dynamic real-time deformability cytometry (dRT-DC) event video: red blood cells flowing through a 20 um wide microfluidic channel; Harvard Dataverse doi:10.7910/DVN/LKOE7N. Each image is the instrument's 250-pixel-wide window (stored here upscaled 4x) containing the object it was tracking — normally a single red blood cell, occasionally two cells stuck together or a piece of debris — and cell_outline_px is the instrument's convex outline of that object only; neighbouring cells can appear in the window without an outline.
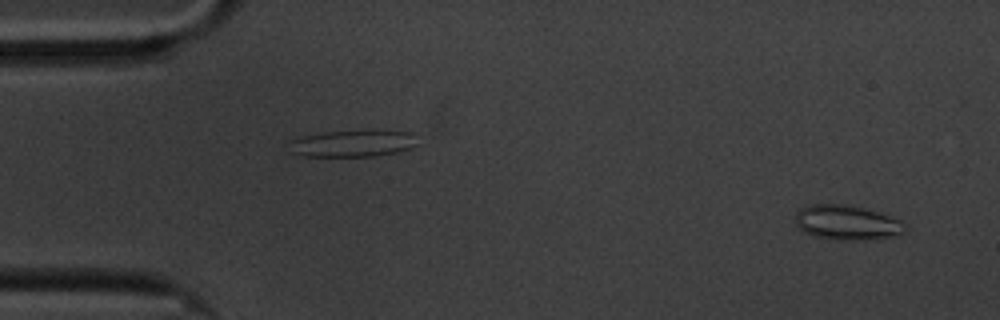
{"species": "common noctule bat (a hibernating species)", "species_latin": "Nyctalus noctula", "temperature_condition": "cold", "stored_images_in_passage": 58, "camera_frame_rate_fps": 3000, "um_per_image_px": 0.085, "animal": {"sex": "male", "body_mass_g": 20.1, "forearm_length_mm": 53.5}, "frame": {"image": 1, "passage_image": 3, "time_ms": 0.667, "image_size_px": [1000, 320], "cell_outline_px": [[908, 224], [900, 232], [892, 236], [868, 240], [836, 240], [816, 236], [804, 232], [796, 224], [796, 212], [800, 208], [808, 204], [840, 204], [864, 208], [900, 220]], "centroid_in_image_um": [71.94, 18.92], "position_along_channel_um": 13.1, "area_um2": 21.96}}
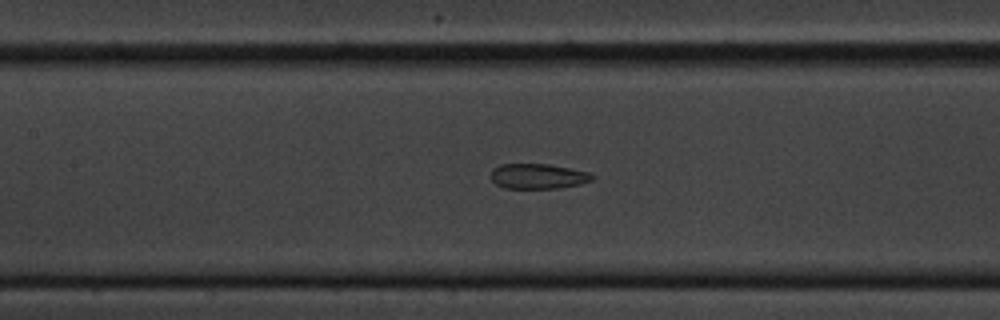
{"frame": {"image": 2, "passage_image": 26, "time_ms": 8.333, "image_size_px": [1000, 320], "cell_outline_px": [[596, 176], [592, 180], [580, 184], [560, 188], [504, 188], [496, 184], [492, 180], [492, 168], [500, 164], [548, 164], [588, 172]], "centroid_in_image_um": [45.73, 14.98], "position_along_channel_um": 161.7, "area_um2": 14.8}}
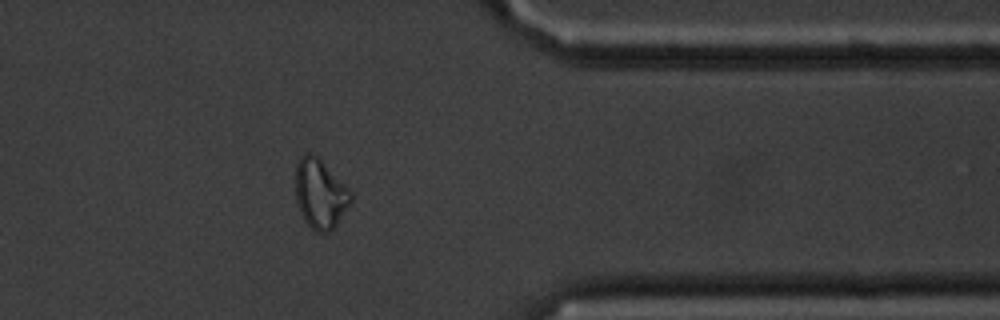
{"frame": {"image": 3, "passage_image": 47, "time_ms": 15.333, "image_size_px": [1000, 320], "cell_outline_px": [[352, 200], [336, 224], [328, 232], [316, 232], [304, 220], [300, 212], [296, 200], [296, 164], [300, 156], [308, 152], [312, 152], [352, 192]], "centroid_in_image_um": [27.19, 16.47], "position_along_channel_um": 384.2, "area_um2": 21.96}, "authors_computed_cell_mechanics": {"area_um2": 18.496, "velocity_mm_per_s": 3.3729, "shape_relaxation_time_tau1_ms": null, "shape_relaxation_time_tau2_ms": 3.9665, "deformation_change_tau1": null, "deformation_change_tau2": 0.0902}}